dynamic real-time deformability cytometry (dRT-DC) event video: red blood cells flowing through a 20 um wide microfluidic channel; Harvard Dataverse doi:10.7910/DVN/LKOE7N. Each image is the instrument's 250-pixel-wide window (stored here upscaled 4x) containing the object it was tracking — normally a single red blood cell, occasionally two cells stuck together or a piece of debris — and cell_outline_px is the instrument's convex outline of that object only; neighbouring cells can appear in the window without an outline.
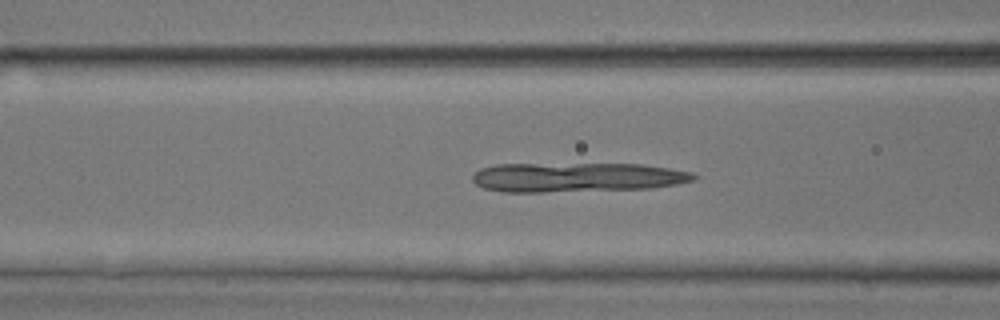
{"species": "common noctule bat (a hibernating species)", "species_latin": "Nyctalus noctula", "temperature_condition": "room temperature", "stored_images_in_passage": 52, "camera_frame_rate_fps": 3000, "um_per_image_px": 0.085, "animal": {"sex": "male", "body_mass_g": 17.9, "forearm_length_mm": 54.2}, "frame": {"image": 1, "passage_image": 21, "time_ms": 6.667, "image_size_px": [1000, 320], "cell_outline_px": [[700, 176], [696, 180], [676, 184], [652, 188], [544, 192], [500, 192], [484, 188], [476, 184], [472, 180], [472, 176], [480, 168], [496, 164], [640, 164], [668, 168], [692, 172]], "centroid_in_image_um": [49.04, 15.07], "position_along_channel_um": 117.6, "area_um2": 38.09}}
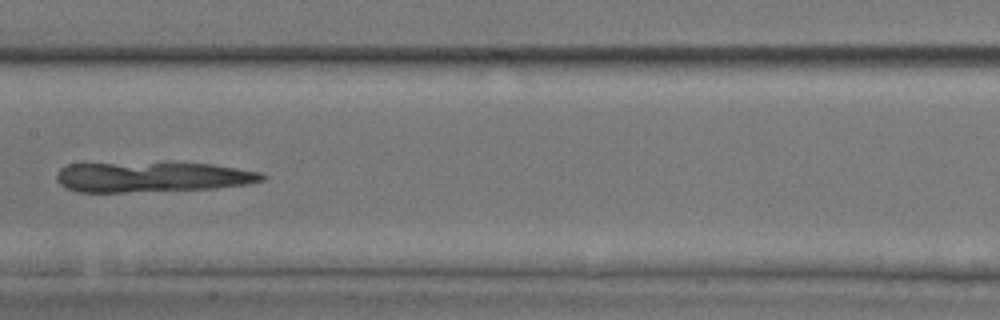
{"frame": {"image": 2, "passage_image": 27, "time_ms": 8.667, "image_size_px": [1000, 320], "cell_outline_px": [[268, 176], [264, 180], [248, 184], [216, 188], [124, 192], [76, 192], [60, 184], [56, 180], [56, 172], [60, 168], [68, 164], [168, 160], [212, 164], [264, 172]], "centroid_in_image_um": [12.96, 14.99], "position_along_channel_um": 194.4, "area_um2": 37.86}}
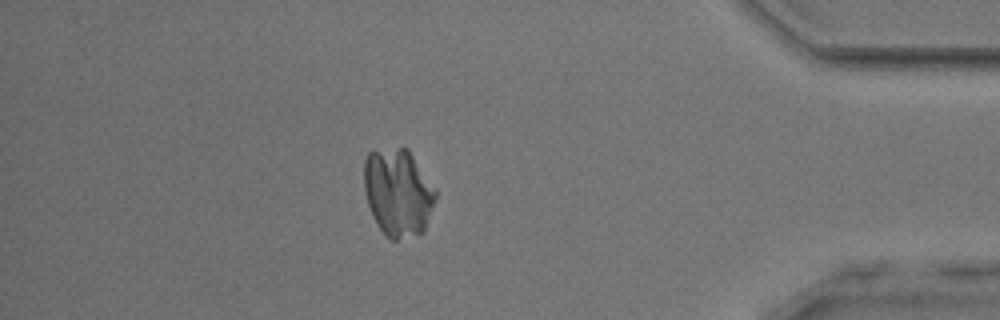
{"frame": {"image": 3, "passage_image": 46, "time_ms": 15.0, "image_size_px": [1000, 320], "cell_outline_px": [[436, 196], [424, 232], [396, 240], [392, 240], [380, 228], [372, 216], [368, 204], [364, 188], [364, 160], [368, 152], [400, 148], [408, 148], [436, 188]], "centroid_in_image_um": [33.84, 16.35], "position_along_channel_um": 401.4, "area_um2": 36.36}}